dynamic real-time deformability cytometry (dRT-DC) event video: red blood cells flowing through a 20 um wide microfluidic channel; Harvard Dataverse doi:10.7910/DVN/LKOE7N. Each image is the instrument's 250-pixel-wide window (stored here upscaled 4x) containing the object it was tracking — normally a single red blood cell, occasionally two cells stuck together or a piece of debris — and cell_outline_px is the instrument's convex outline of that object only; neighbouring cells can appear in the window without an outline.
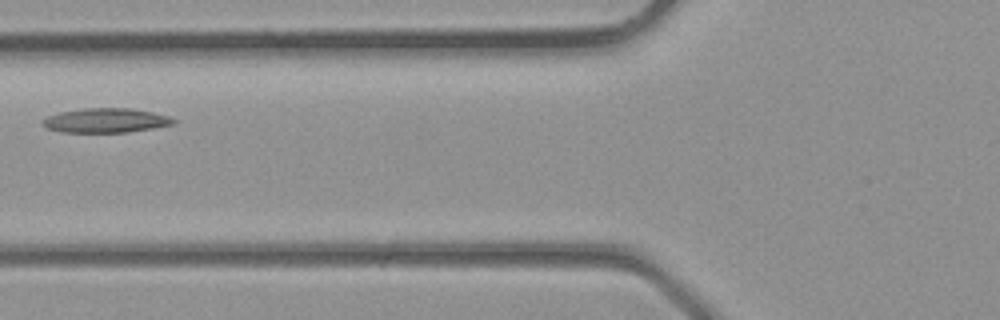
{"species": "common noctule bat (a hibernating species)", "species_latin": "Nyctalus noctula", "temperature_condition": "room temperature", "stored_images_in_passage": 3, "camera_frame_rate_fps": 3000, "um_per_image_px": 0.085, "animal": {"sex": "male", "body_mass_g": 23.1, "forearm_length_mm": 52.7}, "frame": {"image": 1, "passage_image": 3, "time_ms": 0.667, "image_size_px": [1000, 320], "cell_outline_px": [[176, 124], [128, 132], [60, 132], [48, 128], [44, 124], [44, 120], [48, 116], [60, 112], [84, 108], [132, 108], [152, 112], [168, 116], [176, 120]], "centroid_in_image_um": [9.04, 10.23], "position_along_channel_um": 116.8, "area_um2": 18.44}}